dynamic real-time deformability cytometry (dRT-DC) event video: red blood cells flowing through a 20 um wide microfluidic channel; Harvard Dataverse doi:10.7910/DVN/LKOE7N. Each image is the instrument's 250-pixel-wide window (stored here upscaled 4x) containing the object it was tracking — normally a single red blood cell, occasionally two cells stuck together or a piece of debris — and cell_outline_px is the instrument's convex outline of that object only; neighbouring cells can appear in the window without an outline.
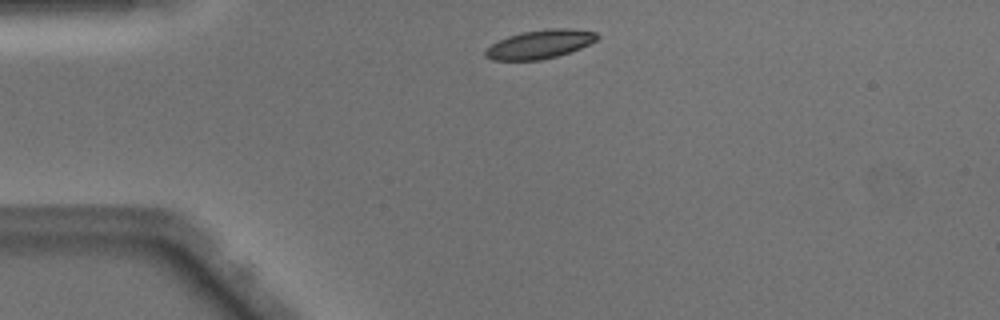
{"species": "Egyptian fruit bat (a non-hibernating species)", "species_latin": "Rousettus aegyptiacus", "temperature_condition": "warm", "stored_images_in_passage": 40, "camera_frame_rate_fps": 3000, "um_per_image_px": 0.085, "animal": {"sex": "male"}, "frame": {"image": 1, "passage_image": 2, "time_ms": 0.333, "image_size_px": [1000, 320], "cell_outline_px": [[600, 36], [596, 40], [580, 48], [556, 56], [540, 60], [492, 60], [484, 56], [484, 52], [492, 44], [508, 36], [520, 32], [548, 28], [572, 28], [596, 32]], "centroid_in_image_um": [45.89, 3.75], "position_along_channel_um": 39.1, "area_um2": 18.61}}
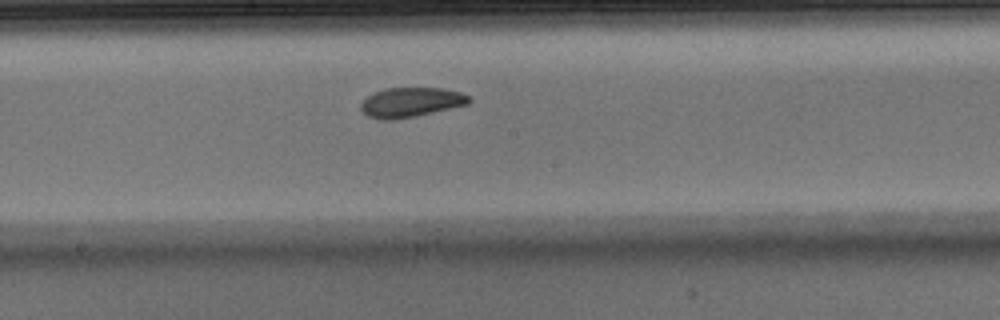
{"frame": {"image": 2, "passage_image": 17, "time_ms": 5.333, "image_size_px": [1000, 320], "cell_outline_px": [[472, 100], [468, 104], [416, 116], [392, 120], [380, 120], [368, 116], [360, 108], [360, 104], [372, 92], [388, 88], [440, 88], [460, 92], [468, 96]], "centroid_in_image_um": [34.9, 8.7], "position_along_channel_um": 213.3, "area_um2": 18.61}}
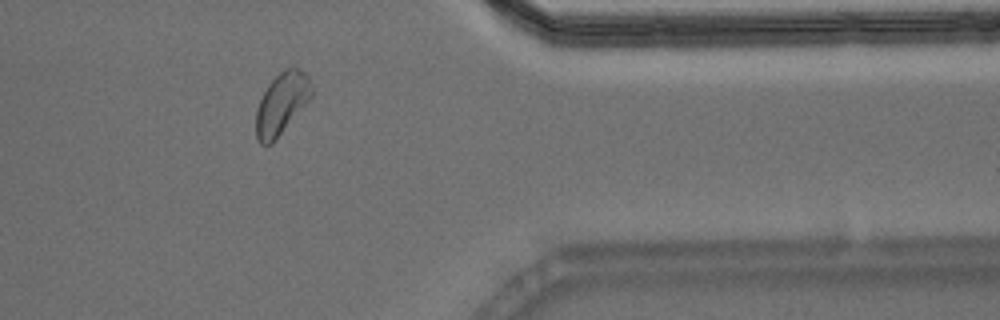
{"frame": {"image": 3, "passage_image": 31, "time_ms": 10.0, "image_size_px": [1000, 320], "cell_outline_px": [[312, 96], [272, 144], [260, 144], [256, 136], [256, 108], [268, 84], [284, 68], [300, 68], [308, 76], [312, 88]], "centroid_in_image_um": [23.93, 8.8], "position_along_channel_um": 387.5, "area_um2": 19.71}, "authors_computed_cell_mechanics": {"area_um2": 19.1896, "velocity_mm_per_s": 4.0783, "shape_relaxation_time_tau1_ms": 3.6992, "shape_relaxation_time_tau2_ms": 2.2129, "deformation_change_tau1": 0.1324, "deformation_change_tau2": 0.077}}